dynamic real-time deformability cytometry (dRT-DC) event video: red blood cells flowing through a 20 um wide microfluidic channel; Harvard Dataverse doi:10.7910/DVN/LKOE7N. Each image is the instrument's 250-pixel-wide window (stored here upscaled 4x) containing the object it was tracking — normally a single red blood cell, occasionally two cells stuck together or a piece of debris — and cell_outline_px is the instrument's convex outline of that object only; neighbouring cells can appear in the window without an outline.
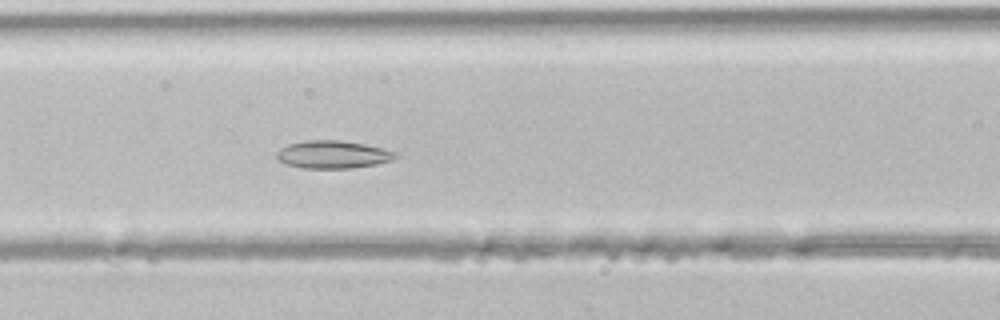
{"species": "common noctule bat (a hibernating species)", "species_latin": "Nyctalus noctula", "temperature_condition": "room temperature", "stored_images_in_passage": 34, "camera_frame_rate_fps": 3000, "um_per_image_px": 0.085, "animal": {"sex": "male", "body_mass_g": 21.5, "forearm_length_mm": 52.0}, "frame": {"image": 1, "passage_image": 9, "time_ms": 2.667, "image_size_px": [1000, 320], "cell_outline_px": [[400, 156], [392, 160], [376, 164], [352, 168], [300, 168], [284, 164], [276, 160], [276, 152], [280, 148], [288, 144], [304, 140], [340, 140], [364, 144], [384, 148], [396, 152]], "centroid_in_image_um": [28.27, 13.13], "position_along_channel_um": 138.3, "area_um2": 19.54}}
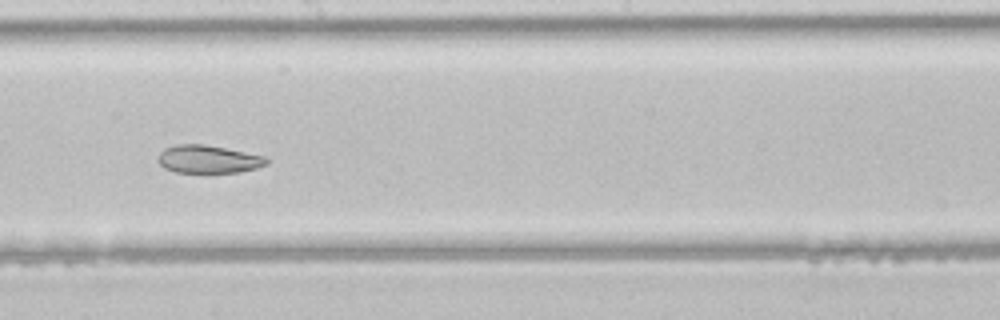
{"frame": {"image": 2, "passage_image": 15, "time_ms": 4.667, "image_size_px": [1000, 320], "cell_outline_px": [[268, 164], [256, 168], [240, 172], [176, 172], [164, 168], [156, 160], [160, 152], [164, 148], [176, 144], [204, 144], [264, 156], [268, 160]], "centroid_in_image_um": [17.67, 13.53], "position_along_channel_um": 230.5, "area_um2": 17.57}}
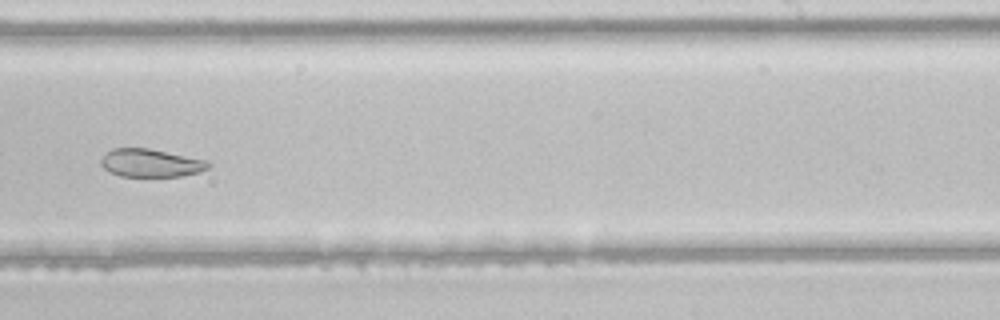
{"frame": {"image": 3, "passage_image": 18, "time_ms": 5.667, "image_size_px": [1000, 320], "cell_outline_px": [[212, 164], [208, 168], [200, 172], [180, 176], [120, 176], [108, 172], [100, 164], [100, 160], [112, 148], [148, 148], [208, 160]], "centroid_in_image_um": [12.83, 13.85], "position_along_channel_um": 276.2, "area_um2": 17.57}}